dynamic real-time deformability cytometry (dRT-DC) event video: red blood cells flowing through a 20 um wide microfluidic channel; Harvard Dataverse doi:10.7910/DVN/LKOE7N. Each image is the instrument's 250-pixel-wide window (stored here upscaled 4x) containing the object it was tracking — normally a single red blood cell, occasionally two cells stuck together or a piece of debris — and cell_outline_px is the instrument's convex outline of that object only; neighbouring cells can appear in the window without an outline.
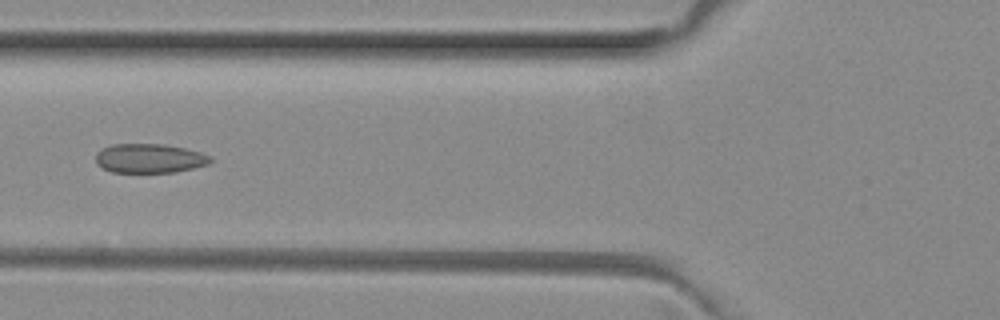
{"species": "common noctule bat (a hibernating species)", "species_latin": "Nyctalus noctula", "temperature_condition": "room temperature", "stored_images_in_passage": 5, "camera_frame_rate_fps": 3000, "um_per_image_px": 0.085, "animal": {"sex": "female", "body_mass_g": 29.2, "forearm_length_mm": 56.3}, "frame": {"image": 1, "passage_image": 4, "time_ms": 1.0, "image_size_px": [1000, 320], "cell_outline_px": [[212, 160], [208, 164], [176, 172], [112, 172], [96, 164], [96, 152], [112, 144], [164, 144], [184, 148], [200, 152], [212, 156]], "centroid_in_image_um": [12.71, 13.46], "position_along_channel_um": 113.1, "area_um2": 19.48}}
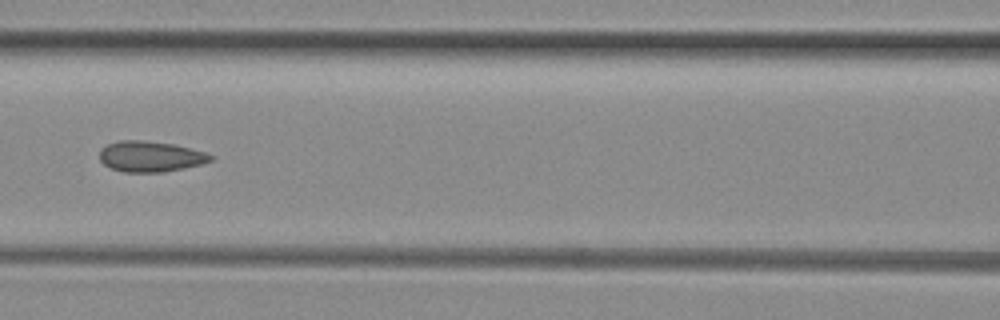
{"frame": {"image": 2, "passage_image": 5, "time_ms": 1.333, "image_size_px": [1000, 320], "cell_outline_px": [[216, 156], [212, 160], [200, 164], [184, 168], [164, 172], [124, 172], [112, 168], [104, 164], [100, 160], [100, 148], [108, 144], [120, 140], [140, 140], [172, 144], [204, 152]], "centroid_in_image_um": [12.77, 13.3], "position_along_channel_um": 153.8, "area_um2": 19.71}}